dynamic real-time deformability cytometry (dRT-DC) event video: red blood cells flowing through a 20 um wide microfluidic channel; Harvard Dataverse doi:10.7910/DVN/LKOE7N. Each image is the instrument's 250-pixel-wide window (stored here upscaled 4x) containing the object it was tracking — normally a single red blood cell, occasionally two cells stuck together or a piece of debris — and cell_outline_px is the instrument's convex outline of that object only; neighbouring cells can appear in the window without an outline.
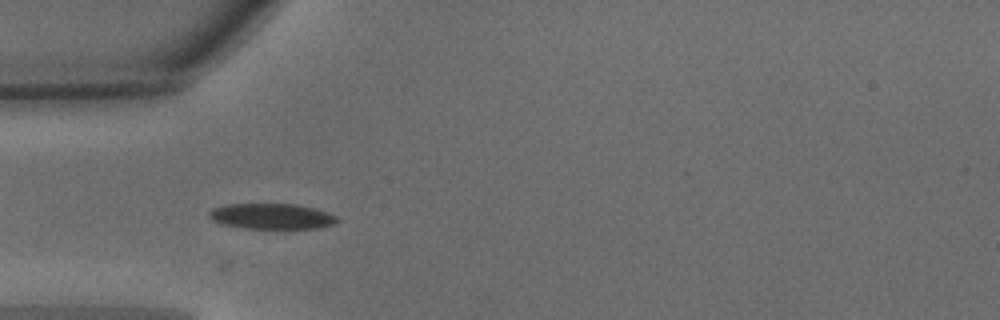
{"species": "common noctule bat (a hibernating species)", "species_latin": "Nyctalus noctula", "temperature_condition": "warm", "stored_images_in_passage": 39, "camera_frame_rate_fps": 3000, "um_per_image_px": 0.085, "animal": {"sex": "male", "body_mass_g": 15.6}, "frame": {"image": 1, "passage_image": 5, "time_ms": 1.333, "image_size_px": [1000, 320], "cell_outline_px": [[340, 220], [336, 224], [316, 228], [244, 228], [224, 224], [212, 220], [208, 216], [208, 212], [212, 208], [224, 204], [296, 204], [316, 208], [328, 212], [336, 216]], "centroid_in_image_um": [23.11, 18.37], "position_along_channel_um": 61.9, "area_um2": 19.19}}
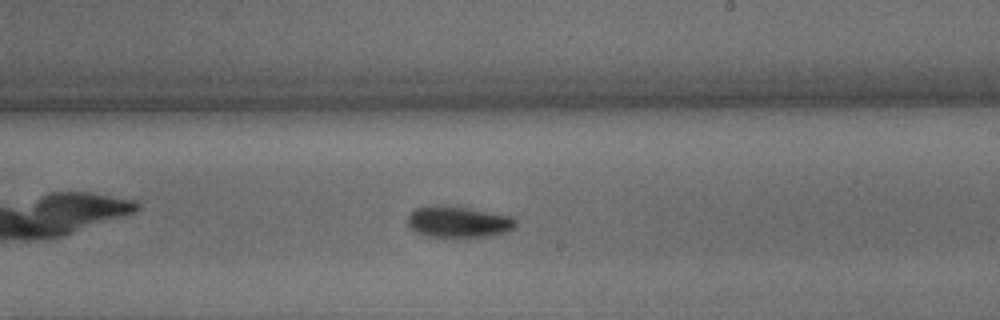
{"frame": {"image": 2, "passage_image": 19, "time_ms": 6.0, "image_size_px": [1000, 320], "cell_outline_px": [[516, 224], [508, 232], [492, 236], [464, 240], [440, 240], [424, 236], [416, 232], [408, 224], [408, 216], [416, 208], [464, 208], [512, 216], [516, 220]], "centroid_in_image_um": [39.0, 18.99], "position_along_channel_um": 250.0, "area_um2": 20.0}}
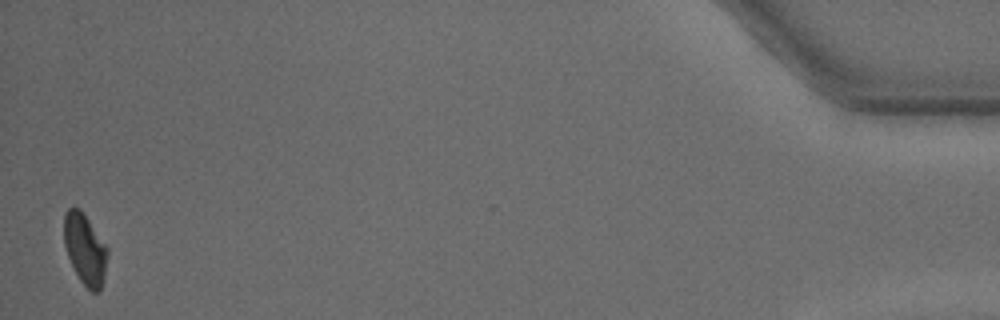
{"frame": {"image": 3, "passage_image": 39, "time_ms": 12.667, "image_size_px": [1000, 320], "cell_outline_px": [[108, 252], [104, 276], [100, 292], [92, 292], [80, 280], [68, 256], [64, 244], [64, 216], [68, 208], [80, 208], [108, 248]], "centroid_in_image_um": [7.23, 21.18], "position_along_channel_um": 428.0, "area_um2": 17.69}, "authors_computed_cell_mechanics": {"area_um2": 19.1896, "velocity_mm_per_s": 4.0553, "shape_relaxation_time_tau1_ms": 4.4295, "shape_relaxation_time_tau2_ms": 5.9518, "deformation_change_tau1": 0.1596, "deformation_change_tau2": 0.1052}}